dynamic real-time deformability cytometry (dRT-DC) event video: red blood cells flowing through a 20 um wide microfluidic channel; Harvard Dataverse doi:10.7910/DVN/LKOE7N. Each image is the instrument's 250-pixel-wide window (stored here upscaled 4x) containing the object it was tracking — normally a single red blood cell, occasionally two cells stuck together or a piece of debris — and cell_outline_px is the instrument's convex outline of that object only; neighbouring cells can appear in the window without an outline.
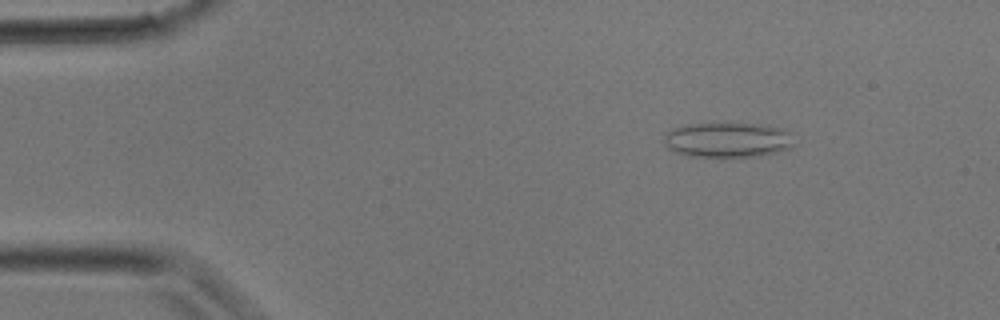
{"species": "common noctule bat (a hibernating species)", "species_latin": "Nyctalus noctula", "temperature_condition": "room temperature", "stored_images_in_passage": 7, "camera_frame_rate_fps": 3000, "um_per_image_px": 0.085, "animal": {"sex": "male", "body_mass_g": 17.9}, "frame": {"image": 1, "passage_image": 2, "time_ms": 0.333, "image_size_px": [1000, 320], "cell_outline_px": [[792, 144], [788, 148], [776, 152], [760, 156], [688, 156], [676, 152], [668, 148], [664, 140], [664, 136], [672, 128], [684, 124], [716, 120], [768, 124], [784, 128], [788, 132]], "centroid_in_image_um": [61.81, 11.81], "position_along_channel_um": 23.2, "area_um2": 27.46}}